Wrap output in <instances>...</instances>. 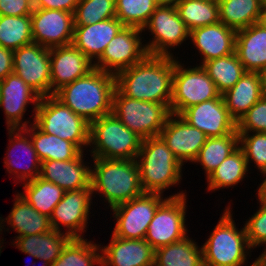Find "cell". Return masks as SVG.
<instances>
[{
	"instance_id": "21",
	"label": "cell",
	"mask_w": 266,
	"mask_h": 266,
	"mask_svg": "<svg viewBox=\"0 0 266 266\" xmlns=\"http://www.w3.org/2000/svg\"><path fill=\"white\" fill-rule=\"evenodd\" d=\"M93 69L94 63L73 44L50 48L51 95Z\"/></svg>"
},
{
	"instance_id": "50",
	"label": "cell",
	"mask_w": 266,
	"mask_h": 266,
	"mask_svg": "<svg viewBox=\"0 0 266 266\" xmlns=\"http://www.w3.org/2000/svg\"><path fill=\"white\" fill-rule=\"evenodd\" d=\"M263 250L259 257L255 258L256 260H254L253 266H266V248Z\"/></svg>"
},
{
	"instance_id": "54",
	"label": "cell",
	"mask_w": 266,
	"mask_h": 266,
	"mask_svg": "<svg viewBox=\"0 0 266 266\" xmlns=\"http://www.w3.org/2000/svg\"><path fill=\"white\" fill-rule=\"evenodd\" d=\"M2 215H1V217H0V235L1 234H3L2 232H3V223H2ZM0 237H2V236H0Z\"/></svg>"
},
{
	"instance_id": "3",
	"label": "cell",
	"mask_w": 266,
	"mask_h": 266,
	"mask_svg": "<svg viewBox=\"0 0 266 266\" xmlns=\"http://www.w3.org/2000/svg\"><path fill=\"white\" fill-rule=\"evenodd\" d=\"M92 159L93 163L89 162L93 198L96 194L99 195V198L105 199L104 202L111 209L144 193L135 159Z\"/></svg>"
},
{
	"instance_id": "23",
	"label": "cell",
	"mask_w": 266,
	"mask_h": 266,
	"mask_svg": "<svg viewBox=\"0 0 266 266\" xmlns=\"http://www.w3.org/2000/svg\"><path fill=\"white\" fill-rule=\"evenodd\" d=\"M108 245L100 244L101 266H150L155 250L145 239H123L110 235Z\"/></svg>"
},
{
	"instance_id": "26",
	"label": "cell",
	"mask_w": 266,
	"mask_h": 266,
	"mask_svg": "<svg viewBox=\"0 0 266 266\" xmlns=\"http://www.w3.org/2000/svg\"><path fill=\"white\" fill-rule=\"evenodd\" d=\"M235 53L246 72L266 69V28L257 23L236 32Z\"/></svg>"
},
{
	"instance_id": "10",
	"label": "cell",
	"mask_w": 266,
	"mask_h": 266,
	"mask_svg": "<svg viewBox=\"0 0 266 266\" xmlns=\"http://www.w3.org/2000/svg\"><path fill=\"white\" fill-rule=\"evenodd\" d=\"M184 195H187L186 190H179L167 197L160 193L144 192L132 200L112 207V217L116 220L112 234L123 239H144L157 208L168 197Z\"/></svg>"
},
{
	"instance_id": "35",
	"label": "cell",
	"mask_w": 266,
	"mask_h": 266,
	"mask_svg": "<svg viewBox=\"0 0 266 266\" xmlns=\"http://www.w3.org/2000/svg\"><path fill=\"white\" fill-rule=\"evenodd\" d=\"M238 147L239 134L237 129L222 137H208L193 163L202 166L207 178Z\"/></svg>"
},
{
	"instance_id": "14",
	"label": "cell",
	"mask_w": 266,
	"mask_h": 266,
	"mask_svg": "<svg viewBox=\"0 0 266 266\" xmlns=\"http://www.w3.org/2000/svg\"><path fill=\"white\" fill-rule=\"evenodd\" d=\"M92 198L91 186L65 191L63 199L55 206L50 217L52 228L59 232L66 228L63 233L71 238H84V233L88 228V220H90L89 216H91L89 214H92L90 212L91 205H93Z\"/></svg>"
},
{
	"instance_id": "32",
	"label": "cell",
	"mask_w": 266,
	"mask_h": 266,
	"mask_svg": "<svg viewBox=\"0 0 266 266\" xmlns=\"http://www.w3.org/2000/svg\"><path fill=\"white\" fill-rule=\"evenodd\" d=\"M154 263L158 266H204L202 247L188 235L156 249Z\"/></svg>"
},
{
	"instance_id": "24",
	"label": "cell",
	"mask_w": 266,
	"mask_h": 266,
	"mask_svg": "<svg viewBox=\"0 0 266 266\" xmlns=\"http://www.w3.org/2000/svg\"><path fill=\"white\" fill-rule=\"evenodd\" d=\"M86 155L87 154L82 151L75 159L72 160L42 161L40 177L53 182L64 191L89 188L91 164L85 161Z\"/></svg>"
},
{
	"instance_id": "4",
	"label": "cell",
	"mask_w": 266,
	"mask_h": 266,
	"mask_svg": "<svg viewBox=\"0 0 266 266\" xmlns=\"http://www.w3.org/2000/svg\"><path fill=\"white\" fill-rule=\"evenodd\" d=\"M135 160L144 192L164 195L169 188L180 185L184 165L160 136L144 139Z\"/></svg>"
},
{
	"instance_id": "5",
	"label": "cell",
	"mask_w": 266,
	"mask_h": 266,
	"mask_svg": "<svg viewBox=\"0 0 266 266\" xmlns=\"http://www.w3.org/2000/svg\"><path fill=\"white\" fill-rule=\"evenodd\" d=\"M225 207L217 225L201 245L204 266H246L251 257L245 227H236L231 202Z\"/></svg>"
},
{
	"instance_id": "8",
	"label": "cell",
	"mask_w": 266,
	"mask_h": 266,
	"mask_svg": "<svg viewBox=\"0 0 266 266\" xmlns=\"http://www.w3.org/2000/svg\"><path fill=\"white\" fill-rule=\"evenodd\" d=\"M112 113L143 140L159 136L171 115L170 109L163 103L126 97L116 88L112 96Z\"/></svg>"
},
{
	"instance_id": "29",
	"label": "cell",
	"mask_w": 266,
	"mask_h": 266,
	"mask_svg": "<svg viewBox=\"0 0 266 266\" xmlns=\"http://www.w3.org/2000/svg\"><path fill=\"white\" fill-rule=\"evenodd\" d=\"M222 96L230 116L238 122L262 97L261 74L245 72L241 79Z\"/></svg>"
},
{
	"instance_id": "36",
	"label": "cell",
	"mask_w": 266,
	"mask_h": 266,
	"mask_svg": "<svg viewBox=\"0 0 266 266\" xmlns=\"http://www.w3.org/2000/svg\"><path fill=\"white\" fill-rule=\"evenodd\" d=\"M175 6L189 31L220 22L218 0H178Z\"/></svg>"
},
{
	"instance_id": "41",
	"label": "cell",
	"mask_w": 266,
	"mask_h": 266,
	"mask_svg": "<svg viewBox=\"0 0 266 266\" xmlns=\"http://www.w3.org/2000/svg\"><path fill=\"white\" fill-rule=\"evenodd\" d=\"M116 17L115 0H79L74 25H89Z\"/></svg>"
},
{
	"instance_id": "33",
	"label": "cell",
	"mask_w": 266,
	"mask_h": 266,
	"mask_svg": "<svg viewBox=\"0 0 266 266\" xmlns=\"http://www.w3.org/2000/svg\"><path fill=\"white\" fill-rule=\"evenodd\" d=\"M23 191L19 194L38 212L51 217L55 206L63 199L65 191L40 176L35 180L22 183Z\"/></svg>"
},
{
	"instance_id": "2",
	"label": "cell",
	"mask_w": 266,
	"mask_h": 266,
	"mask_svg": "<svg viewBox=\"0 0 266 266\" xmlns=\"http://www.w3.org/2000/svg\"><path fill=\"white\" fill-rule=\"evenodd\" d=\"M115 75L94 68L86 76L62 86L54 96L91 123L112 113Z\"/></svg>"
},
{
	"instance_id": "15",
	"label": "cell",
	"mask_w": 266,
	"mask_h": 266,
	"mask_svg": "<svg viewBox=\"0 0 266 266\" xmlns=\"http://www.w3.org/2000/svg\"><path fill=\"white\" fill-rule=\"evenodd\" d=\"M41 96L16 74L8 75L0 81V109L5 114L7 129L25 128L31 119L24 118L28 106L33 105L32 120L34 122L37 105ZM24 118V119H23ZM25 120V121H22Z\"/></svg>"
},
{
	"instance_id": "11",
	"label": "cell",
	"mask_w": 266,
	"mask_h": 266,
	"mask_svg": "<svg viewBox=\"0 0 266 266\" xmlns=\"http://www.w3.org/2000/svg\"><path fill=\"white\" fill-rule=\"evenodd\" d=\"M152 37L144 43L148 55L174 56L172 50L189 40L190 31L179 16L175 4H160L142 28Z\"/></svg>"
},
{
	"instance_id": "13",
	"label": "cell",
	"mask_w": 266,
	"mask_h": 266,
	"mask_svg": "<svg viewBox=\"0 0 266 266\" xmlns=\"http://www.w3.org/2000/svg\"><path fill=\"white\" fill-rule=\"evenodd\" d=\"M142 33L140 28L123 26L94 63V68L116 75L141 62L148 55Z\"/></svg>"
},
{
	"instance_id": "43",
	"label": "cell",
	"mask_w": 266,
	"mask_h": 266,
	"mask_svg": "<svg viewBox=\"0 0 266 266\" xmlns=\"http://www.w3.org/2000/svg\"><path fill=\"white\" fill-rule=\"evenodd\" d=\"M256 200L259 202V209L244 223L246 236L250 248L253 250L257 247L266 246V201L258 194Z\"/></svg>"
},
{
	"instance_id": "38",
	"label": "cell",
	"mask_w": 266,
	"mask_h": 266,
	"mask_svg": "<svg viewBox=\"0 0 266 266\" xmlns=\"http://www.w3.org/2000/svg\"><path fill=\"white\" fill-rule=\"evenodd\" d=\"M88 240V241H87ZM101 266L100 244L85 238H72L51 266Z\"/></svg>"
},
{
	"instance_id": "16",
	"label": "cell",
	"mask_w": 266,
	"mask_h": 266,
	"mask_svg": "<svg viewBox=\"0 0 266 266\" xmlns=\"http://www.w3.org/2000/svg\"><path fill=\"white\" fill-rule=\"evenodd\" d=\"M13 73L41 97L51 96L50 48L32 43L13 51Z\"/></svg>"
},
{
	"instance_id": "46",
	"label": "cell",
	"mask_w": 266,
	"mask_h": 266,
	"mask_svg": "<svg viewBox=\"0 0 266 266\" xmlns=\"http://www.w3.org/2000/svg\"><path fill=\"white\" fill-rule=\"evenodd\" d=\"M79 0H32L33 8L57 9L66 12H75Z\"/></svg>"
},
{
	"instance_id": "45",
	"label": "cell",
	"mask_w": 266,
	"mask_h": 266,
	"mask_svg": "<svg viewBox=\"0 0 266 266\" xmlns=\"http://www.w3.org/2000/svg\"><path fill=\"white\" fill-rule=\"evenodd\" d=\"M32 0H0V16H23L33 12Z\"/></svg>"
},
{
	"instance_id": "6",
	"label": "cell",
	"mask_w": 266,
	"mask_h": 266,
	"mask_svg": "<svg viewBox=\"0 0 266 266\" xmlns=\"http://www.w3.org/2000/svg\"><path fill=\"white\" fill-rule=\"evenodd\" d=\"M143 139L127 128L113 113L90 123L91 158L136 159Z\"/></svg>"
},
{
	"instance_id": "55",
	"label": "cell",
	"mask_w": 266,
	"mask_h": 266,
	"mask_svg": "<svg viewBox=\"0 0 266 266\" xmlns=\"http://www.w3.org/2000/svg\"><path fill=\"white\" fill-rule=\"evenodd\" d=\"M4 238L2 239V237L0 238V256H1V250L3 249V247H5V246H3L4 245Z\"/></svg>"
},
{
	"instance_id": "28",
	"label": "cell",
	"mask_w": 266,
	"mask_h": 266,
	"mask_svg": "<svg viewBox=\"0 0 266 266\" xmlns=\"http://www.w3.org/2000/svg\"><path fill=\"white\" fill-rule=\"evenodd\" d=\"M71 239L69 235L52 229L45 233L16 237L11 243L25 255L52 264Z\"/></svg>"
},
{
	"instance_id": "52",
	"label": "cell",
	"mask_w": 266,
	"mask_h": 266,
	"mask_svg": "<svg viewBox=\"0 0 266 266\" xmlns=\"http://www.w3.org/2000/svg\"><path fill=\"white\" fill-rule=\"evenodd\" d=\"M160 4H175L178 0H157Z\"/></svg>"
},
{
	"instance_id": "18",
	"label": "cell",
	"mask_w": 266,
	"mask_h": 266,
	"mask_svg": "<svg viewBox=\"0 0 266 266\" xmlns=\"http://www.w3.org/2000/svg\"><path fill=\"white\" fill-rule=\"evenodd\" d=\"M7 130L9 143L6 156L3 158L6 173L10 176L14 175L13 179L14 181L17 179V183L35 180L40 176L41 161L33 147L30 135L23 128Z\"/></svg>"
},
{
	"instance_id": "17",
	"label": "cell",
	"mask_w": 266,
	"mask_h": 266,
	"mask_svg": "<svg viewBox=\"0 0 266 266\" xmlns=\"http://www.w3.org/2000/svg\"><path fill=\"white\" fill-rule=\"evenodd\" d=\"M31 27L33 43L47 48L70 45L74 36V14L57 9L34 8Z\"/></svg>"
},
{
	"instance_id": "19",
	"label": "cell",
	"mask_w": 266,
	"mask_h": 266,
	"mask_svg": "<svg viewBox=\"0 0 266 266\" xmlns=\"http://www.w3.org/2000/svg\"><path fill=\"white\" fill-rule=\"evenodd\" d=\"M179 116L207 137H222L237 129V122L230 116L222 95L193 105Z\"/></svg>"
},
{
	"instance_id": "22",
	"label": "cell",
	"mask_w": 266,
	"mask_h": 266,
	"mask_svg": "<svg viewBox=\"0 0 266 266\" xmlns=\"http://www.w3.org/2000/svg\"><path fill=\"white\" fill-rule=\"evenodd\" d=\"M236 30L218 22L190 31L189 39L200 54V63L235 53Z\"/></svg>"
},
{
	"instance_id": "34",
	"label": "cell",
	"mask_w": 266,
	"mask_h": 266,
	"mask_svg": "<svg viewBox=\"0 0 266 266\" xmlns=\"http://www.w3.org/2000/svg\"><path fill=\"white\" fill-rule=\"evenodd\" d=\"M263 0H218L220 22L238 31L257 23Z\"/></svg>"
},
{
	"instance_id": "31",
	"label": "cell",
	"mask_w": 266,
	"mask_h": 266,
	"mask_svg": "<svg viewBox=\"0 0 266 266\" xmlns=\"http://www.w3.org/2000/svg\"><path fill=\"white\" fill-rule=\"evenodd\" d=\"M248 166L244 153L238 147L207 177V192L219 191L225 188H234L243 179L248 177Z\"/></svg>"
},
{
	"instance_id": "27",
	"label": "cell",
	"mask_w": 266,
	"mask_h": 266,
	"mask_svg": "<svg viewBox=\"0 0 266 266\" xmlns=\"http://www.w3.org/2000/svg\"><path fill=\"white\" fill-rule=\"evenodd\" d=\"M3 232L13 229L18 235L16 237L45 233L52 230L50 218L34 209L24 197L15 195L13 208L8 217L2 218ZM7 228H6V224ZM8 226L10 228H8ZM6 228V229H5Z\"/></svg>"
},
{
	"instance_id": "51",
	"label": "cell",
	"mask_w": 266,
	"mask_h": 266,
	"mask_svg": "<svg viewBox=\"0 0 266 266\" xmlns=\"http://www.w3.org/2000/svg\"><path fill=\"white\" fill-rule=\"evenodd\" d=\"M260 74L262 79V97L266 98V69L262 71Z\"/></svg>"
},
{
	"instance_id": "20",
	"label": "cell",
	"mask_w": 266,
	"mask_h": 266,
	"mask_svg": "<svg viewBox=\"0 0 266 266\" xmlns=\"http://www.w3.org/2000/svg\"><path fill=\"white\" fill-rule=\"evenodd\" d=\"M159 136L183 165L185 162L193 164L208 138L201 130L175 114L168 117Z\"/></svg>"
},
{
	"instance_id": "40",
	"label": "cell",
	"mask_w": 266,
	"mask_h": 266,
	"mask_svg": "<svg viewBox=\"0 0 266 266\" xmlns=\"http://www.w3.org/2000/svg\"><path fill=\"white\" fill-rule=\"evenodd\" d=\"M115 5L116 18L124 26L142 29L160 3L157 0H115Z\"/></svg>"
},
{
	"instance_id": "9",
	"label": "cell",
	"mask_w": 266,
	"mask_h": 266,
	"mask_svg": "<svg viewBox=\"0 0 266 266\" xmlns=\"http://www.w3.org/2000/svg\"><path fill=\"white\" fill-rule=\"evenodd\" d=\"M178 58L174 57L170 102L171 114L175 115H180L185 109L193 105L218 98L221 95L201 65H190L186 68V65Z\"/></svg>"
},
{
	"instance_id": "48",
	"label": "cell",
	"mask_w": 266,
	"mask_h": 266,
	"mask_svg": "<svg viewBox=\"0 0 266 266\" xmlns=\"http://www.w3.org/2000/svg\"><path fill=\"white\" fill-rule=\"evenodd\" d=\"M257 24L263 28H266V0H263Z\"/></svg>"
},
{
	"instance_id": "49",
	"label": "cell",
	"mask_w": 266,
	"mask_h": 266,
	"mask_svg": "<svg viewBox=\"0 0 266 266\" xmlns=\"http://www.w3.org/2000/svg\"><path fill=\"white\" fill-rule=\"evenodd\" d=\"M261 180L262 182L260 184H258L259 186L257 187V194L266 201V174L263 175Z\"/></svg>"
},
{
	"instance_id": "42",
	"label": "cell",
	"mask_w": 266,
	"mask_h": 266,
	"mask_svg": "<svg viewBox=\"0 0 266 266\" xmlns=\"http://www.w3.org/2000/svg\"><path fill=\"white\" fill-rule=\"evenodd\" d=\"M239 147L246 158L248 169L251 170V163L263 176L266 174V133L251 132L238 133Z\"/></svg>"
},
{
	"instance_id": "1",
	"label": "cell",
	"mask_w": 266,
	"mask_h": 266,
	"mask_svg": "<svg viewBox=\"0 0 266 266\" xmlns=\"http://www.w3.org/2000/svg\"><path fill=\"white\" fill-rule=\"evenodd\" d=\"M173 74L174 57L147 55L115 75V88L126 97L163 103L170 109Z\"/></svg>"
},
{
	"instance_id": "12",
	"label": "cell",
	"mask_w": 266,
	"mask_h": 266,
	"mask_svg": "<svg viewBox=\"0 0 266 266\" xmlns=\"http://www.w3.org/2000/svg\"><path fill=\"white\" fill-rule=\"evenodd\" d=\"M187 195L168 197L156 210L145 236L154 250L188 236Z\"/></svg>"
},
{
	"instance_id": "25",
	"label": "cell",
	"mask_w": 266,
	"mask_h": 266,
	"mask_svg": "<svg viewBox=\"0 0 266 266\" xmlns=\"http://www.w3.org/2000/svg\"><path fill=\"white\" fill-rule=\"evenodd\" d=\"M123 26L116 17L89 25H74L72 44L95 63Z\"/></svg>"
},
{
	"instance_id": "44",
	"label": "cell",
	"mask_w": 266,
	"mask_h": 266,
	"mask_svg": "<svg viewBox=\"0 0 266 266\" xmlns=\"http://www.w3.org/2000/svg\"><path fill=\"white\" fill-rule=\"evenodd\" d=\"M238 133H266V98L261 97L237 122Z\"/></svg>"
},
{
	"instance_id": "56",
	"label": "cell",
	"mask_w": 266,
	"mask_h": 266,
	"mask_svg": "<svg viewBox=\"0 0 266 266\" xmlns=\"http://www.w3.org/2000/svg\"><path fill=\"white\" fill-rule=\"evenodd\" d=\"M150 266H158L157 264H155V263H153V264H151Z\"/></svg>"
},
{
	"instance_id": "30",
	"label": "cell",
	"mask_w": 266,
	"mask_h": 266,
	"mask_svg": "<svg viewBox=\"0 0 266 266\" xmlns=\"http://www.w3.org/2000/svg\"><path fill=\"white\" fill-rule=\"evenodd\" d=\"M23 129L30 135L33 147L41 162L50 160H72L82 152V150L72 142L61 139L53 134L44 133L33 121L32 124Z\"/></svg>"
},
{
	"instance_id": "39",
	"label": "cell",
	"mask_w": 266,
	"mask_h": 266,
	"mask_svg": "<svg viewBox=\"0 0 266 266\" xmlns=\"http://www.w3.org/2000/svg\"><path fill=\"white\" fill-rule=\"evenodd\" d=\"M33 43L31 15L0 16V46L15 51Z\"/></svg>"
},
{
	"instance_id": "53",
	"label": "cell",
	"mask_w": 266,
	"mask_h": 266,
	"mask_svg": "<svg viewBox=\"0 0 266 266\" xmlns=\"http://www.w3.org/2000/svg\"><path fill=\"white\" fill-rule=\"evenodd\" d=\"M38 260L42 261V262H41V264H43L42 266H51V265H52V264H50V263L44 261L43 259H38ZM36 262H37V261L33 262L32 265H31V264H30V265H31V266H35Z\"/></svg>"
},
{
	"instance_id": "47",
	"label": "cell",
	"mask_w": 266,
	"mask_h": 266,
	"mask_svg": "<svg viewBox=\"0 0 266 266\" xmlns=\"http://www.w3.org/2000/svg\"><path fill=\"white\" fill-rule=\"evenodd\" d=\"M13 73V51L0 46V81Z\"/></svg>"
},
{
	"instance_id": "7",
	"label": "cell",
	"mask_w": 266,
	"mask_h": 266,
	"mask_svg": "<svg viewBox=\"0 0 266 266\" xmlns=\"http://www.w3.org/2000/svg\"><path fill=\"white\" fill-rule=\"evenodd\" d=\"M33 123L44 133L70 141L83 152L89 147L90 123L54 95L41 97Z\"/></svg>"
},
{
	"instance_id": "37",
	"label": "cell",
	"mask_w": 266,
	"mask_h": 266,
	"mask_svg": "<svg viewBox=\"0 0 266 266\" xmlns=\"http://www.w3.org/2000/svg\"><path fill=\"white\" fill-rule=\"evenodd\" d=\"M201 66L221 95L231 89L246 72L236 53L204 62Z\"/></svg>"
}]
</instances>
